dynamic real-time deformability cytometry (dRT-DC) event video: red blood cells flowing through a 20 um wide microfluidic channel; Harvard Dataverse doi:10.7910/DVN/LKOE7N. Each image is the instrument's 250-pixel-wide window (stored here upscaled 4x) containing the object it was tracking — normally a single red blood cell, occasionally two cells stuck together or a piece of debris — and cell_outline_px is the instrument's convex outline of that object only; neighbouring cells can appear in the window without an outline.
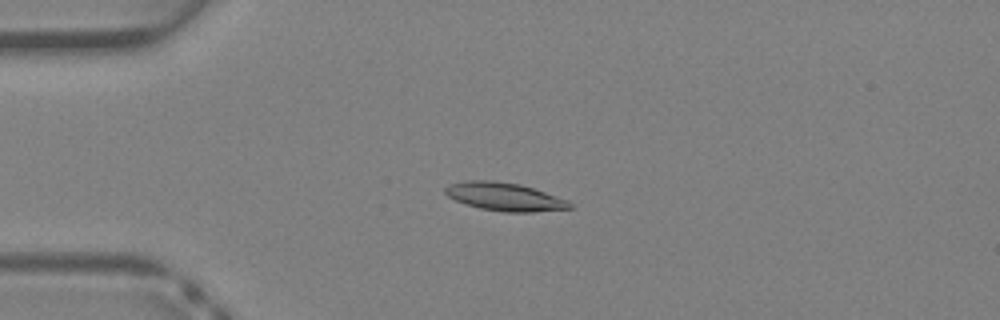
{"species": "Egyptian fruit bat (a non-hibernating species)", "species_latin": "Rousettus aegyptiacus", "temperature_condition": "warm", "stored_images_in_passage": 38, "camera_frame_rate_fps": 3000, "um_per_image_px": 0.085, "animal": {"sex": "female"}, "frame": {"image": 1, "passage_image": 9, "time_ms": 2.667, "image_size_px": [1000, 320], "cell_outline_px": [[572, 208], [532, 212], [504, 212], [480, 208], [456, 200], [448, 196], [444, 192], [444, 188], [448, 184], [464, 180], [492, 180], [520, 184], [568, 200], [572, 204]], "centroid_in_image_um": [42.86, 16.71], "position_along_channel_um": 42.1, "area_um2": 20.35}}
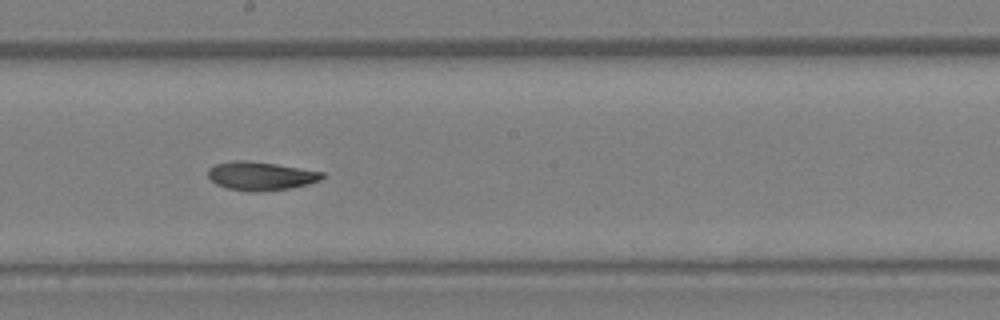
{"frame": {"image": 2, "passage_image": 21, "time_ms": 6.667, "image_size_px": [1000, 320], "cell_outline_px": [[324, 176], [320, 180], [308, 184], [288, 188], [228, 188], [216, 184], [208, 176], [208, 168], [216, 164], [232, 160], [248, 160], [276, 164], [324, 172]], "centroid_in_image_um": [22.16, 14.88], "position_along_channel_um": 226.0, "area_um2": 17.98}}
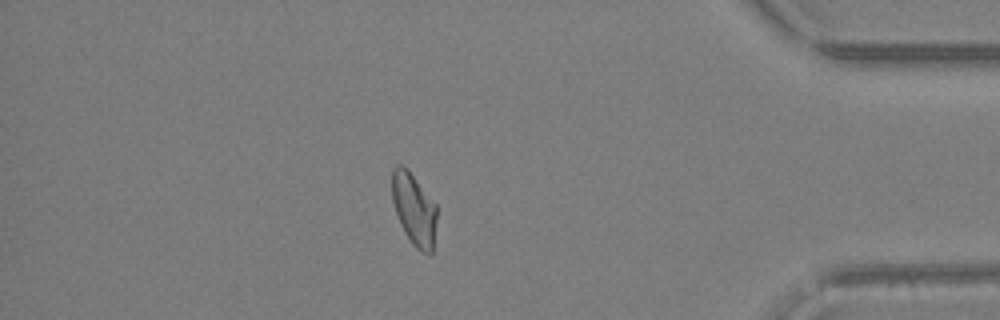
{"frame": {"image": 3, "passage_image": 33, "time_ms": 10.667, "image_size_px": [1000, 320], "cell_outline_px": [[436, 220], [432, 252], [428, 256], [420, 252], [412, 244], [404, 232], [400, 224], [392, 200], [392, 168], [396, 164], [404, 164], [408, 168], [436, 204]], "centroid_in_image_um": [35.18, 17.76], "position_along_channel_um": 400.0, "area_um2": 19.07}}